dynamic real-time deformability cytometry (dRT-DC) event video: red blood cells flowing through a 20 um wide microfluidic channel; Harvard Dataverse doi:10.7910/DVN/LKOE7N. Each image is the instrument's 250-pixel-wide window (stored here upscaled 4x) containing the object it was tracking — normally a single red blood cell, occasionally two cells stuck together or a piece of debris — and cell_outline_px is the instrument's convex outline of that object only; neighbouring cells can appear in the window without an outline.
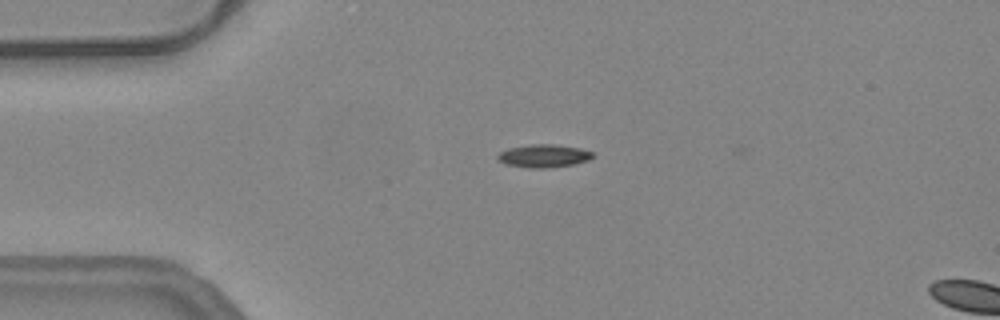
{"species": "common noctule bat (a hibernating species)", "species_latin": "Nyctalus noctula", "temperature_condition": "warm", "stored_images_in_passage": 12, "camera_frame_rate_fps": 3000, "um_per_image_px": 0.085, "animal": {"sex": "female", "body_mass_g": 24.6, "forearm_length_mm": 56.2}, "frame": {"image": 1, "passage_image": 9, "time_ms": 2.667, "image_size_px": [1000, 320], "cell_outline_px": [[592, 156], [588, 160], [572, 164], [548, 168], [528, 168], [504, 164], [496, 160], [496, 156], [500, 152], [508, 148], [532, 144], [556, 144], [580, 148], [592, 152]], "centroid_in_image_um": [46.15, 13.25], "position_along_channel_um": 38.9, "area_um2": 12.77}}